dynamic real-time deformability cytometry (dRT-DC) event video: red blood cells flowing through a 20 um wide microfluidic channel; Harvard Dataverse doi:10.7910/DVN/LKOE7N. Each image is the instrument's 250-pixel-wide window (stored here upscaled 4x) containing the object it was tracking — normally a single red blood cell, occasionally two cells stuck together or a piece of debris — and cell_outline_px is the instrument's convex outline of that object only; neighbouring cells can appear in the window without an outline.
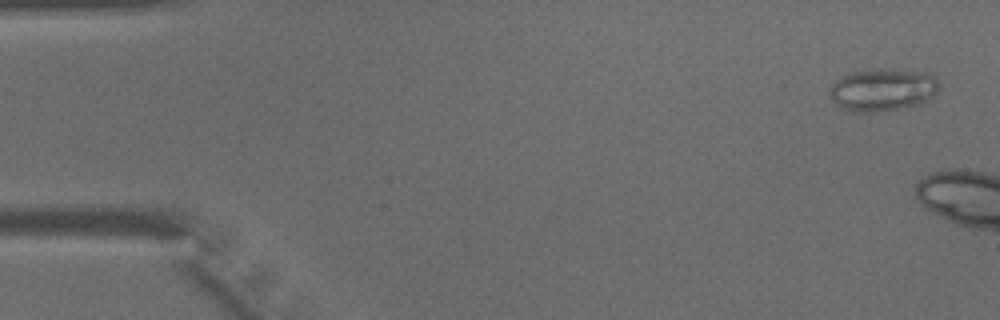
{"species": "common noctule bat (a hibernating species)", "species_latin": "Nyctalus noctula", "temperature_condition": "warm", "stored_images_in_passage": 7, "camera_frame_rate_fps": 3000, "um_per_image_px": 0.085, "animal": {"sex": "male", "body_mass_g": 15.6}, "frame": {"image": 1, "passage_image": 2, "time_ms": 0.333, "image_size_px": [1000, 320], "cell_outline_px": [[940, 88], [932, 96], [920, 104], [900, 108], [876, 112], [852, 112], [844, 108], [832, 100], [828, 92], [828, 88], [836, 80], [852, 72], [876, 68], [884, 68], [932, 72], [940, 84]], "centroid_in_image_um": [75.06, 7.6], "position_along_channel_um": 9.9, "area_um2": 27.46}}